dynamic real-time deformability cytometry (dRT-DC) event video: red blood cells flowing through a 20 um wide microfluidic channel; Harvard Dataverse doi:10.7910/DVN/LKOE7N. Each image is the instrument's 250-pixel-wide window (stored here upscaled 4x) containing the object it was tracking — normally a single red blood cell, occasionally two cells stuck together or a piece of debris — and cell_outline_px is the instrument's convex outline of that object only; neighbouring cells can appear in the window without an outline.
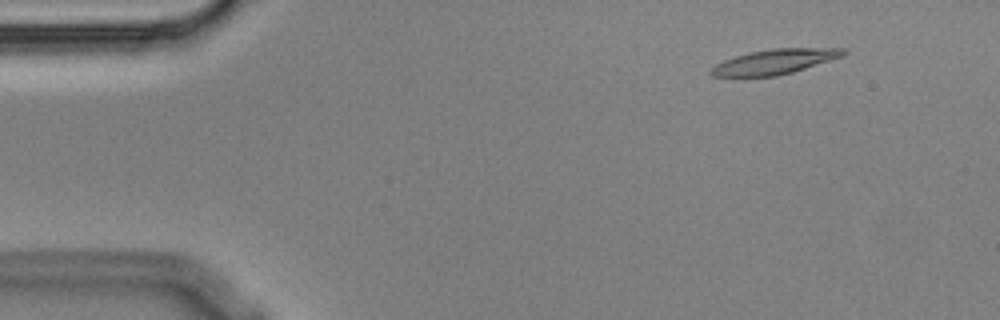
{"species": "Egyptian fruit bat (a non-hibernating species)", "species_latin": "Rousettus aegyptiacus", "temperature_condition": "cold", "stored_images_in_passage": 8, "camera_frame_rate_fps": 3000, "um_per_image_px": 0.085, "animal": {"sex": "male"}, "frame": {"image": 1, "passage_image": 2, "time_ms": 0.333, "image_size_px": [1000, 320], "cell_outline_px": [[848, 52], [844, 56], [792, 72], [776, 76], [736, 80], [712, 76], [708, 72], [716, 64], [724, 60], [748, 52], [772, 48], [844, 48]], "centroid_in_image_um": [65.73, 5.29], "position_along_channel_um": 19.3, "area_um2": 20.06}}
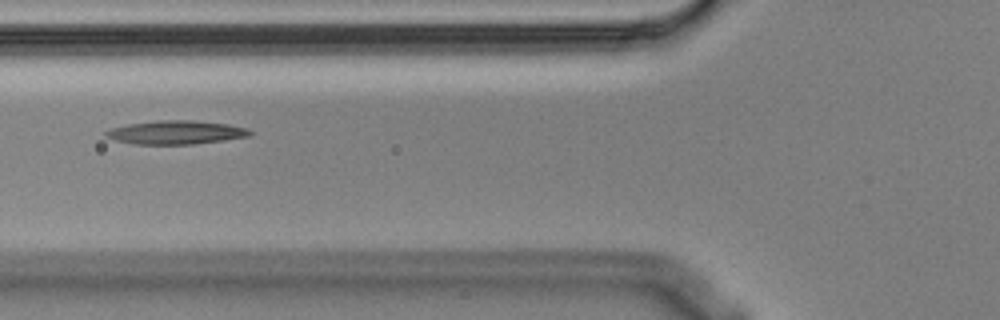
{"frame": {"image": 2, "passage_image": 6, "time_ms": 1.667, "image_size_px": [1000, 320], "cell_outline_px": [[252, 132], [248, 136], [224, 140], [192, 144], [132, 144], [116, 140], [104, 136], [104, 132], [112, 128], [128, 124], [160, 120], [192, 120], [228, 124], [248, 128]], "centroid_in_image_um": [14.94, 11.25], "position_along_channel_um": 110.9, "area_um2": 19.71}}
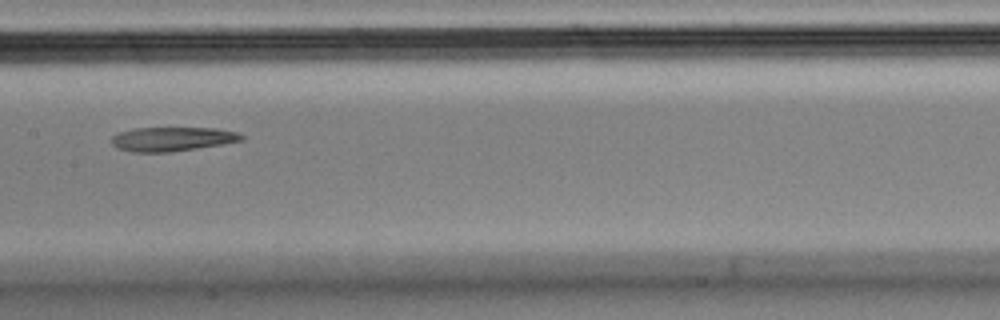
{"frame": {"image": 3, "passage_image": 8, "time_ms": 2.333, "image_size_px": [1000, 320], "cell_outline_px": [[244, 140], [224, 144], [172, 152], [132, 152], [116, 148], [112, 144], [112, 136], [120, 132], [136, 128], [216, 128], [236, 132], [244, 136]], "centroid_in_image_um": [14.65, 11.82], "position_along_channel_um": 192.7, "area_um2": 18.32}}